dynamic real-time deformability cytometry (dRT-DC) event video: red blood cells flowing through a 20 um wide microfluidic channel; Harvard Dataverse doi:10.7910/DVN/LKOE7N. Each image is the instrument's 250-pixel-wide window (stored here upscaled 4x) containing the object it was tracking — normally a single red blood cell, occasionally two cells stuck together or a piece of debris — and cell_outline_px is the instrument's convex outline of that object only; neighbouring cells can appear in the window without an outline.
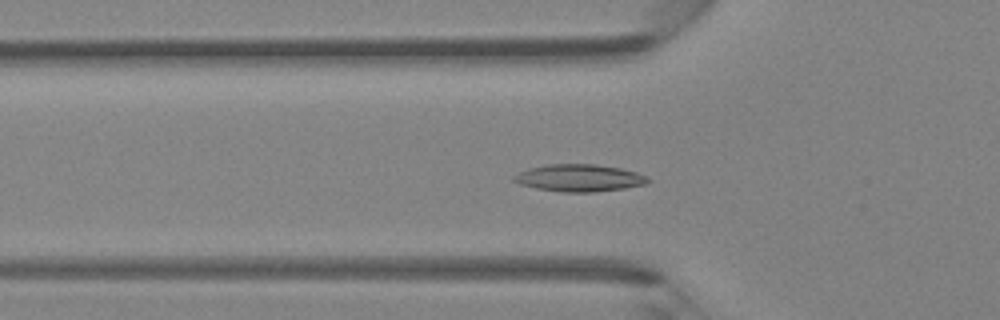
{"species": "Egyptian fruit bat (a non-hibernating species)", "species_latin": "Rousettus aegyptiacus", "temperature_condition": "room temperature", "stored_images_in_passage": 47, "camera_frame_rate_fps": 3000, "um_per_image_px": 0.085, "animal": {"sex": "female"}, "frame": {"image": 1, "passage_image": 16, "time_ms": 5.0, "image_size_px": [1000, 320], "cell_outline_px": [[652, 180], [644, 184], [624, 188], [592, 192], [560, 192], [536, 188], [520, 184], [512, 180], [512, 176], [528, 168], [548, 164], [596, 164], [620, 168], [636, 172], [648, 176]], "centroid_in_image_um": [49.23, 15.12], "position_along_channel_um": 76.6, "area_um2": 21.27}}
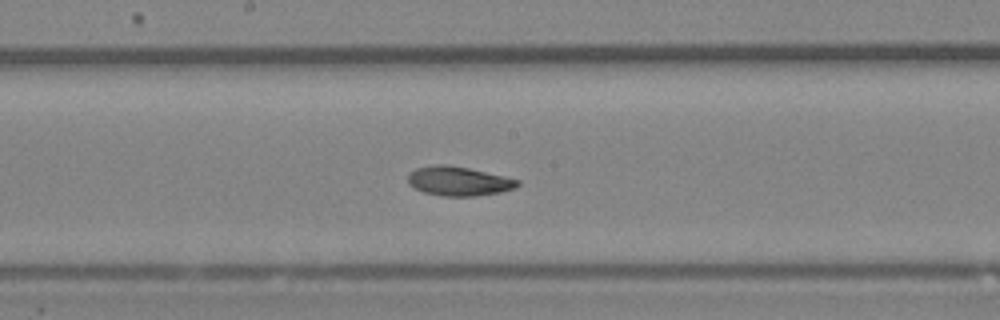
{"frame": {"image": 2, "passage_image": 25, "time_ms": 8.0, "image_size_px": [1000, 320], "cell_outline_px": [[520, 184], [516, 188], [500, 192], [476, 196], [444, 196], [424, 192], [408, 184], [408, 172], [416, 168], [432, 164], [448, 164], [468, 168], [504, 176], [520, 180]], "centroid_in_image_um": [38.98, 15.38], "position_along_channel_um": 209.2, "area_um2": 18.79}}
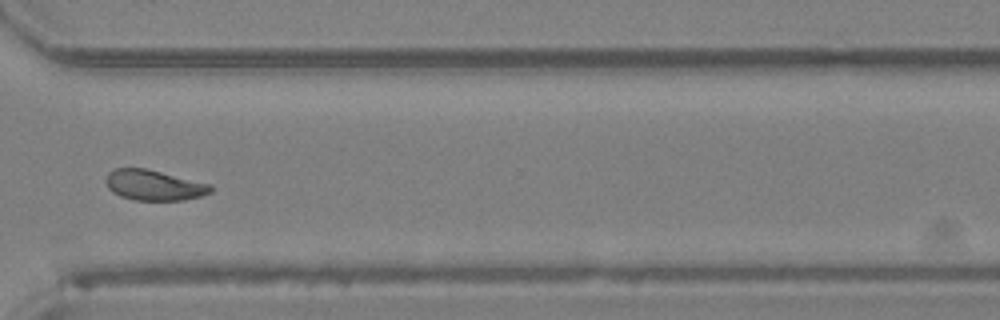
{"frame": {"image": 3, "passage_image": 35, "time_ms": 11.333, "image_size_px": [1000, 320], "cell_outline_px": [[212, 192], [200, 196], [184, 200], [136, 200], [120, 196], [112, 192], [108, 188], [104, 180], [108, 172], [116, 168], [144, 168], [212, 184]], "centroid_in_image_um": [13.07, 15.74], "position_along_channel_um": 357.5, "area_um2": 18.61}}